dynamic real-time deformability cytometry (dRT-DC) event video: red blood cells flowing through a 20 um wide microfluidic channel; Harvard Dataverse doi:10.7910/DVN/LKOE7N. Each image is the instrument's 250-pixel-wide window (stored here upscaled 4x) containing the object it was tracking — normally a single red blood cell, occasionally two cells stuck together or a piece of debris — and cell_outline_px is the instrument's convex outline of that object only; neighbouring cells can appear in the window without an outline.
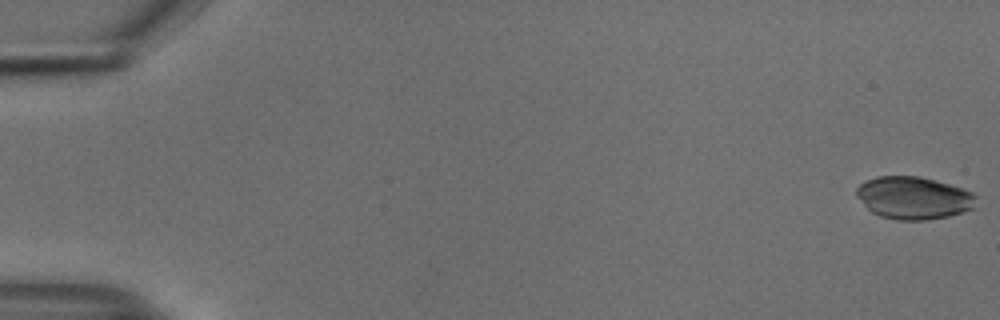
{"species": "common noctule bat (a hibernating species)", "species_latin": "Nyctalus noctula", "temperature_condition": "cold", "stored_images_in_passage": 52, "camera_frame_rate_fps": 3000, "um_per_image_px": 0.085, "animal": {"sex": "male", "body_mass_g": 18.8}, "frame": {"image": 1, "passage_image": 1, "time_ms": 0.0, "image_size_px": [1000, 320], "cell_outline_px": [[976, 208], [948, 216], [924, 220], [896, 220], [880, 216], [872, 212], [856, 196], [856, 188], [860, 184], [876, 176], [920, 176], [964, 188], [972, 192], [976, 196]], "centroid_in_image_um": [77.68, 16.82], "position_along_channel_um": 7.3, "area_um2": 29.77}}
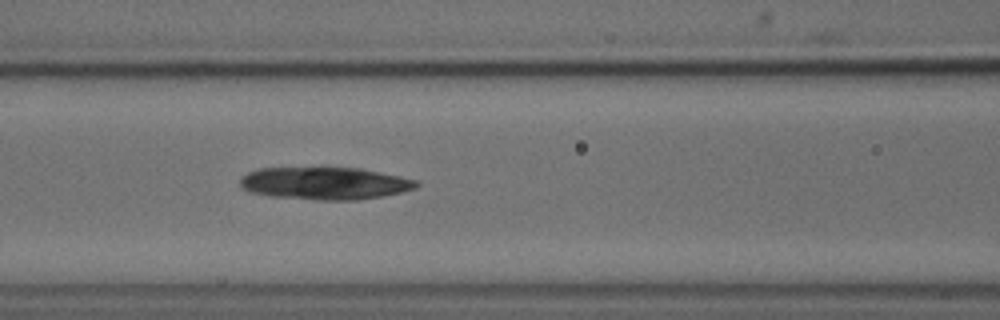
{"frame": {"image": 2, "passage_image": 24, "time_ms": 7.667, "image_size_px": [1000, 320], "cell_outline_px": [[420, 184], [416, 188], [400, 192], [380, 196], [356, 200], [316, 200], [268, 196], [252, 192], [240, 188], [240, 176], [248, 172], [260, 168], [360, 168], [420, 180]], "centroid_in_image_um": [27.6, 15.58], "position_along_channel_um": 139.0, "area_um2": 33.47}}
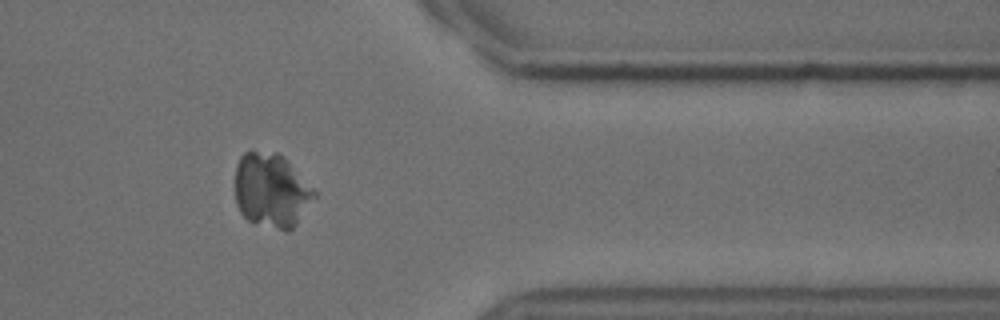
{"frame": {"image": 3, "passage_image": 45, "time_ms": 14.667, "image_size_px": [1000, 320], "cell_outline_px": [[316, 196], [296, 224], [288, 232], [284, 232], [248, 220], [240, 212], [236, 204], [236, 164], [240, 156], [244, 152], [276, 152], [284, 156], [316, 192]], "centroid_in_image_um": [23.06, 16.19], "position_along_channel_um": 388.3, "area_um2": 34.16}}